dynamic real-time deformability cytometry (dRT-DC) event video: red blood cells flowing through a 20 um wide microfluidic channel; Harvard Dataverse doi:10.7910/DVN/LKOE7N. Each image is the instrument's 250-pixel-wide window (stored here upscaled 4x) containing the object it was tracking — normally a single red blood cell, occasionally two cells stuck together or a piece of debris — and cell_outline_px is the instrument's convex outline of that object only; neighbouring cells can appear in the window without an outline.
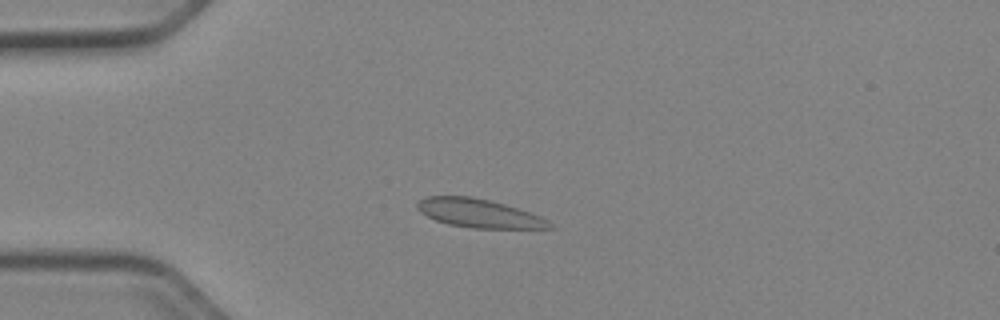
{"species": "Egyptian fruit bat (a non-hibernating species)", "species_latin": "Rousettus aegyptiacus", "temperature_condition": "cold", "stored_images_in_passage": 40, "camera_frame_rate_fps": 3000, "um_per_image_px": 0.085, "animal": {"sex": "female"}, "frame": {"image": 1, "passage_image": 11, "time_ms": 3.333, "image_size_px": [1000, 320], "cell_outline_px": [[556, 228], [472, 228], [448, 224], [436, 220], [420, 212], [416, 208], [416, 204], [420, 200], [428, 196], [472, 196], [504, 204], [540, 216], [548, 220]], "centroid_in_image_um": [40.69, 18.13], "position_along_channel_um": 44.3, "area_um2": 21.85}}
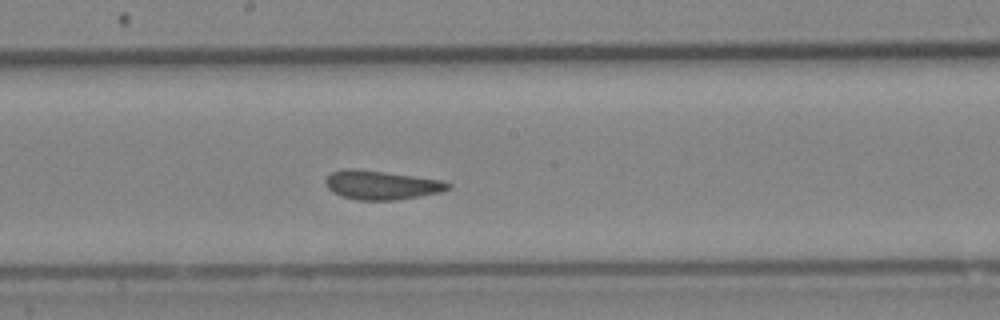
{"frame": {"image": 2, "passage_image": 26, "time_ms": 8.333, "image_size_px": [1000, 320], "cell_outline_px": [[452, 188], [440, 192], [396, 200], [356, 200], [332, 192], [328, 188], [324, 180], [332, 172], [344, 168], [352, 168], [384, 172], [440, 180], [452, 184]], "centroid_in_image_um": [32.4, 15.73], "position_along_channel_um": 215.8, "area_um2": 20.46}}
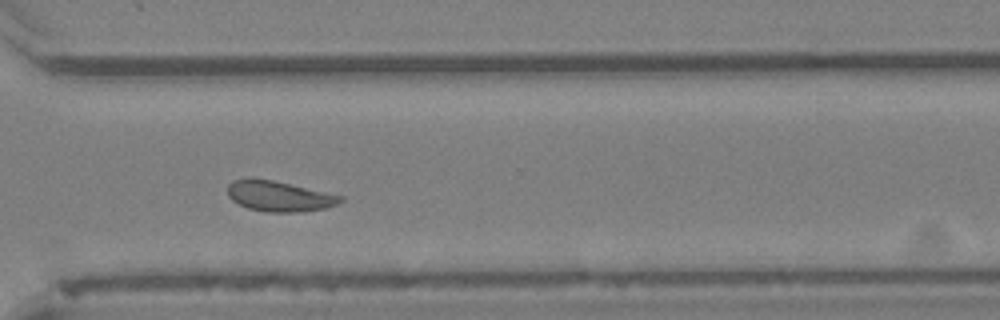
{"frame": {"image": 3, "passage_image": 36, "time_ms": 11.667, "image_size_px": [1000, 320], "cell_outline_px": [[344, 200], [328, 208], [296, 212], [264, 212], [248, 208], [232, 200], [228, 196], [228, 184], [232, 180], [252, 176], [272, 180], [344, 196]], "centroid_in_image_um": [23.7, 16.66], "position_along_channel_um": 346.9, "area_um2": 20.23}}